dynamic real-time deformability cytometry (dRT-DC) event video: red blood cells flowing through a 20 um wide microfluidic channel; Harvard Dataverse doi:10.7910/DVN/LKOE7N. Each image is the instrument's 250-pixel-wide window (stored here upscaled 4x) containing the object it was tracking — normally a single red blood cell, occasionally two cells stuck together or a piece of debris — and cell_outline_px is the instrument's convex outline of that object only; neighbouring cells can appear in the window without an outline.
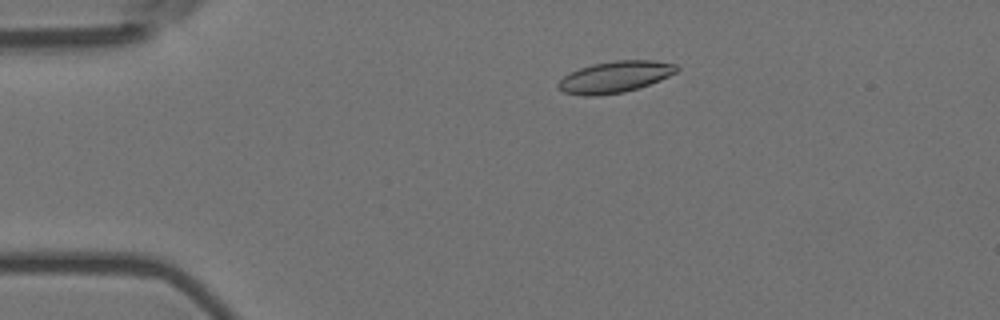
{"species": "Egyptian fruit bat (a non-hibernating species)", "species_latin": "Rousettus aegyptiacus", "temperature_condition": "room temperature", "stored_images_in_passage": 55, "camera_frame_rate_fps": 3000, "um_per_image_px": 0.085, "animal": {"sex": "female"}, "frame": {"image": 1, "passage_image": 11, "time_ms": 3.333, "image_size_px": [1000, 320], "cell_outline_px": [[680, 68], [676, 72], [660, 80], [624, 92], [596, 96], [584, 96], [564, 92], [556, 84], [564, 76], [580, 68], [592, 64], [616, 60], [652, 60], [676, 64]], "centroid_in_image_um": [52.28, 6.53], "position_along_channel_um": 32.7, "area_um2": 21.5}}
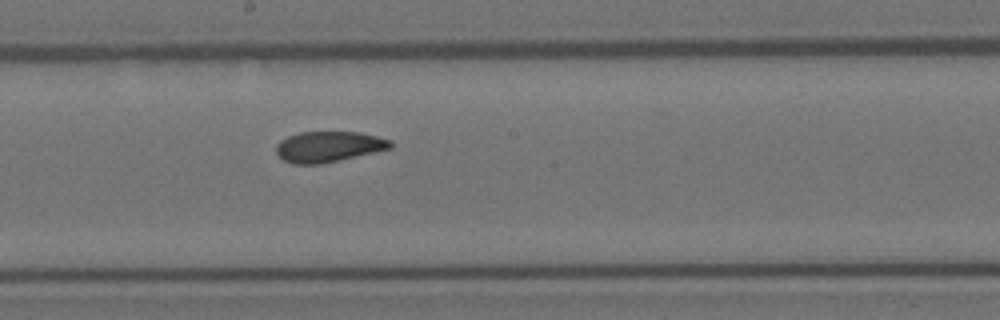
{"frame": {"image": 2, "passage_image": 30, "time_ms": 9.667, "image_size_px": [1000, 320], "cell_outline_px": [[392, 148], [320, 164], [292, 164], [284, 160], [276, 152], [276, 144], [280, 140], [288, 136], [300, 132], [360, 132], [392, 140]], "centroid_in_image_um": [27.92, 12.46], "position_along_channel_um": 220.3, "area_um2": 20.35}}
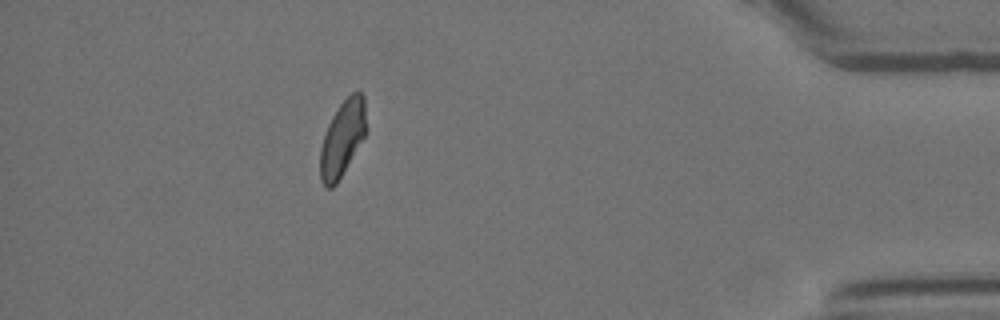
{"frame": {"image": 3, "passage_image": 49, "time_ms": 16.0, "image_size_px": [1000, 320], "cell_outline_px": [[364, 136], [336, 184], [332, 188], [328, 188], [320, 180], [320, 148], [328, 124], [332, 116], [340, 104], [352, 92], [360, 92], [364, 96]], "centroid_in_image_um": [29.06, 11.78], "position_along_channel_um": 406.1, "area_um2": 19.59}, "authors_computed_cell_mechanics": {"area_um2": 21.097, "velocity_mm_per_s": 3.7152, "shape_relaxation_time_tau1_ms": 8.9595, "shape_relaxation_time_tau2_ms": 2.859, "deformation_change_tau1": 0.1771, "deformation_change_tau2": 0.0716}}